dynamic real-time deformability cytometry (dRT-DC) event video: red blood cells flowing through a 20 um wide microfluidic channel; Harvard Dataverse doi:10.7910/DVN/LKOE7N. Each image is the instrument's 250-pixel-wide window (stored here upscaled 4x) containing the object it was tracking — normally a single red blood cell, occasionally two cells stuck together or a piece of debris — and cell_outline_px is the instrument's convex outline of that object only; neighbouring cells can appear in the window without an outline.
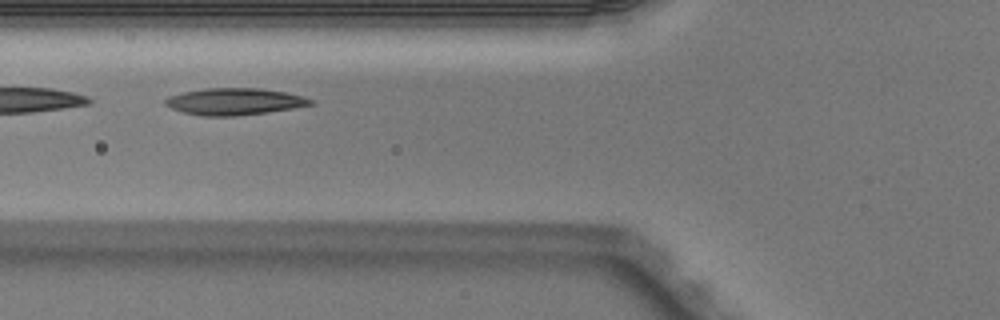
{"species": "Egyptian fruit bat (a non-hibernating species)", "species_latin": "Rousettus aegyptiacus", "temperature_condition": "warm", "stored_images_in_passage": 3, "camera_frame_rate_fps": 3000, "um_per_image_px": 0.085, "animal": {"sex": "male"}, "frame": {"image": 1, "passage_image": 3, "time_ms": 0.667, "image_size_px": [1000, 320], "cell_outline_px": [[316, 100], [312, 104], [292, 108], [268, 112], [236, 116], [204, 116], [184, 112], [172, 108], [164, 104], [164, 100], [168, 96], [184, 92], [204, 88], [260, 88], [284, 92], [304, 96]], "centroid_in_image_um": [19.94, 8.62], "position_along_channel_um": 105.9, "area_um2": 22.66}}